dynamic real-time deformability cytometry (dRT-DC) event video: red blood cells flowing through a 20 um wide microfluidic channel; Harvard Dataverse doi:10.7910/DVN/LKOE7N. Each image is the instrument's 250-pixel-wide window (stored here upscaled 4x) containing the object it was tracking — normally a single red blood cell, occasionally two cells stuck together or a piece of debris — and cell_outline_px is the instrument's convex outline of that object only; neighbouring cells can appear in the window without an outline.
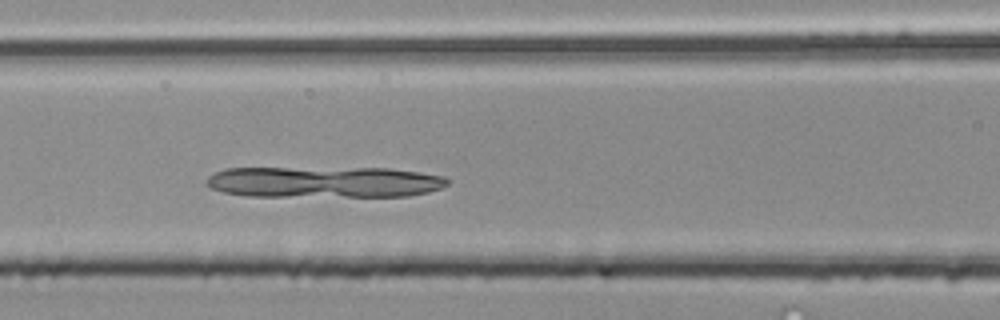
{"species": "common noctule bat (a hibernating species)", "species_latin": "Nyctalus noctula", "temperature_condition": "room temperature", "stored_images_in_passage": 46, "segment_of_instrument_passage": [1, 2], "camera_frame_rate_fps": 3000, "um_per_image_px": 0.085, "animal": {"sex": "male", "body_mass_g": 20.4}, "frame": {"image": 1, "passage_image": 16, "time_ms": 5.0, "image_size_px": [1000, 320], "cell_outline_px": [[452, 180], [448, 184], [440, 188], [428, 192], [408, 196], [244, 196], [224, 192], [212, 188], [204, 184], [208, 176], [224, 168], [388, 168], [420, 172], [444, 176]], "centroid_in_image_um": [27.56, 15.47], "position_along_channel_um": 139.0, "area_um2": 44.1}}
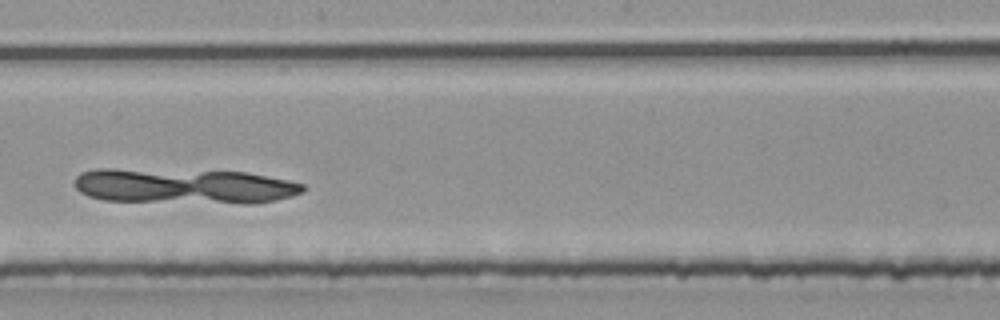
{"frame": {"image": 2, "passage_image": 23, "time_ms": 7.333, "image_size_px": [1000, 320], "cell_outline_px": [[304, 192], [292, 196], [276, 200], [256, 204], [248, 204], [104, 200], [88, 196], [80, 192], [76, 188], [76, 176], [80, 172], [96, 168], [116, 168], [244, 172], [288, 180], [304, 184]], "centroid_in_image_um": [15.64, 15.82], "position_along_channel_um": 232.6, "area_um2": 47.28}}
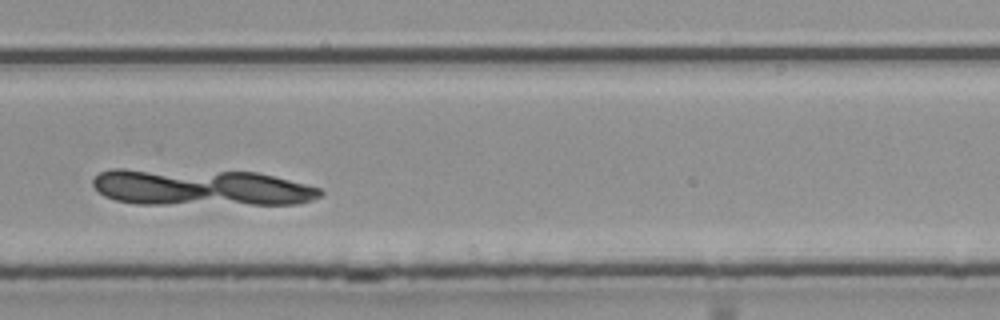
{"frame": {"image": 3, "passage_image": 29, "time_ms": 9.333, "image_size_px": [1000, 320], "cell_outline_px": [[324, 192], [320, 196], [312, 200], [296, 204], [136, 204], [116, 200], [104, 196], [92, 184], [92, 180], [100, 172], [112, 168], [124, 168], [256, 172], [320, 188]], "centroid_in_image_um": [17.02, 15.93], "position_along_channel_um": 312.8, "area_um2": 48.73}}